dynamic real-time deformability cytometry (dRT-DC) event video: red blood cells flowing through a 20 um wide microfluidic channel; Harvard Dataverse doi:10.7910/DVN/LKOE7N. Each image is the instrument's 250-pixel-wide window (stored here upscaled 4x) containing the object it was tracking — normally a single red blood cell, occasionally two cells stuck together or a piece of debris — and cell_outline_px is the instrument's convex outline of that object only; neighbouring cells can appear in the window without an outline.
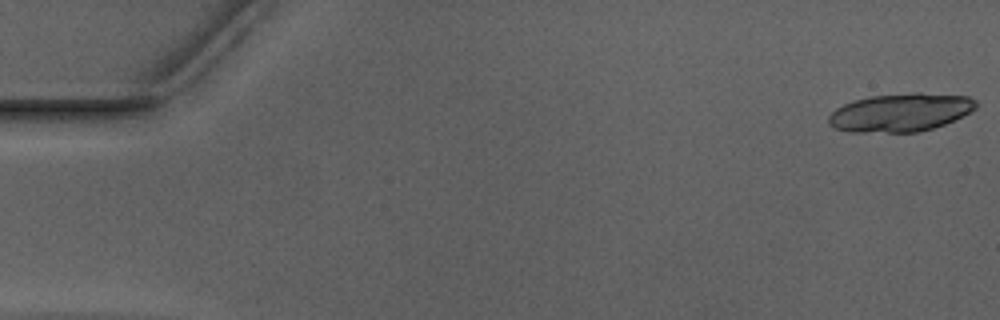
{"species": "Egyptian fruit bat (a non-hibernating species)", "species_latin": "Rousettus aegyptiacus", "temperature_condition": "warm", "stored_images_in_passage": 15, "camera_frame_rate_fps": 3000, "um_per_image_px": 0.085, "animal": {"sex": "male"}, "frame": {"image": 1, "passage_image": 1, "time_ms": 0.0, "image_size_px": [1000, 320], "cell_outline_px": [[976, 108], [972, 112], [944, 124], [932, 128], [916, 132], [848, 132], [836, 128], [828, 124], [828, 116], [836, 108], [852, 100], [868, 96], [912, 92], [920, 92], [968, 96], [976, 100]], "centroid_in_image_um": [76.53, 9.54], "position_along_channel_um": 8.5, "area_um2": 33.12}}